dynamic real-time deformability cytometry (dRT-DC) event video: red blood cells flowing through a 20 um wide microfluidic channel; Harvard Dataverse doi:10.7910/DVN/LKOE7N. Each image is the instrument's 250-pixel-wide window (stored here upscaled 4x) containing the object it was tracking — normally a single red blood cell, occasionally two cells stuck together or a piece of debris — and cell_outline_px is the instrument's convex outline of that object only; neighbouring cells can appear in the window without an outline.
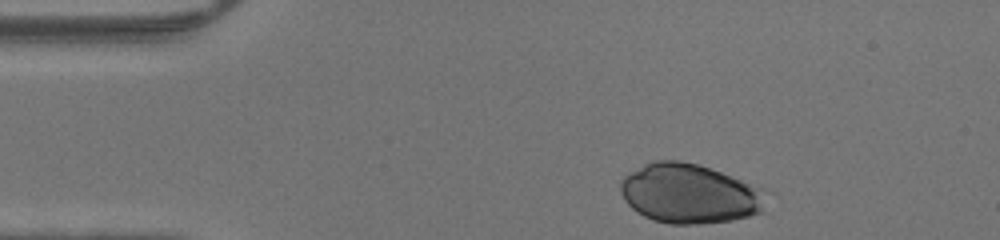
{"species": "human", "species_latin": "Homo sapiens", "temperature_condition": "warm", "stored_images_in_passage": 31, "camera_frame_rate_fps": 3000, "um_per_image_px": 0.085, "donor": {"sex": "male"}, "frame": {"image": 1, "passage_image": 1, "time_ms": 0.0, "image_size_px": [1000, 240], "cell_outline_px": [[764, 212], [732, 220], [700, 224], [668, 224], [652, 220], [644, 216], [632, 208], [624, 200], [620, 192], [620, 180], [624, 176], [644, 164], [652, 160], [680, 160], [696, 164], [720, 172], [760, 188], [764, 192]], "centroid_in_image_um": [58.55, 16.47], "position_along_channel_um": 26.5, "area_um2": 50.34}}
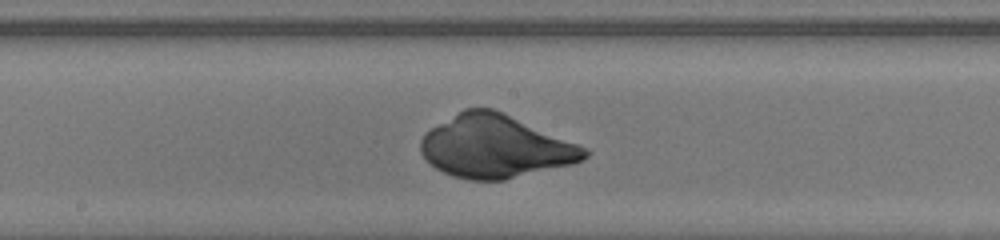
{"frame": {"image": 2, "passage_image": 18, "time_ms": 5.667, "image_size_px": [1000, 240], "cell_outline_px": [[592, 152], [584, 160], [572, 164], [504, 180], [468, 180], [452, 176], [436, 168], [420, 152], [420, 140], [424, 132], [464, 108], [492, 108], [588, 148]], "centroid_in_image_um": [42.11, 12.46], "position_along_channel_um": 206.1, "area_um2": 59.77}}
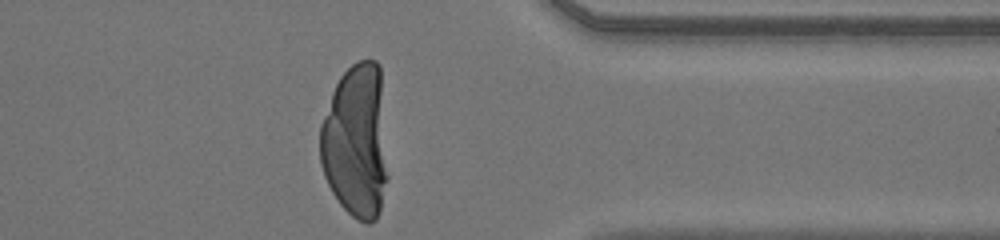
{"frame": {"image": 3, "passage_image": 31, "time_ms": 10.0, "image_size_px": [1000, 240], "cell_outline_px": [[388, 176], [380, 212], [376, 220], [368, 224], [356, 220], [340, 204], [332, 192], [324, 176], [320, 164], [320, 124], [332, 92], [340, 76], [352, 64], [360, 60], [376, 60], [380, 64]], "centroid_in_image_um": [30.27, 12.03], "position_along_channel_um": 381.1, "area_um2": 61.5}}